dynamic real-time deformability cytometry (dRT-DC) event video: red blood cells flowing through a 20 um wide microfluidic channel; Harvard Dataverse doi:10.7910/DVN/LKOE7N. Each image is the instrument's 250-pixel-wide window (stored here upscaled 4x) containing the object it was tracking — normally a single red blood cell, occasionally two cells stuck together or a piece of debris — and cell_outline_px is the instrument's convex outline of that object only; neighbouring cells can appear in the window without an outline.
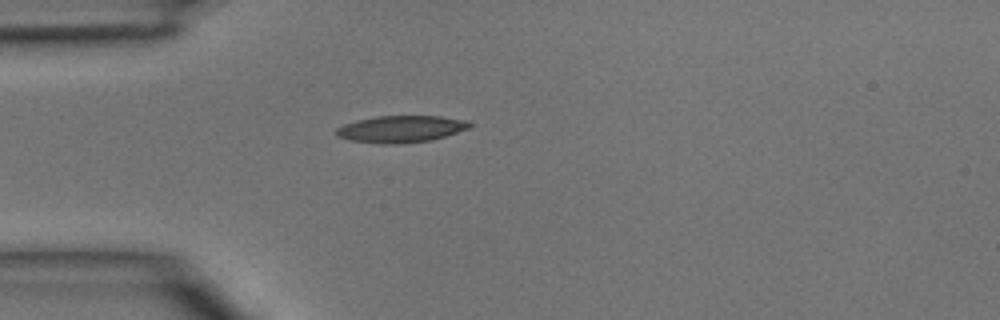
{"species": "common noctule bat (a hibernating species)", "species_latin": "Nyctalus noctula", "temperature_condition": "room temperature", "stored_images_in_passage": 35, "camera_frame_rate_fps": 3000, "um_per_image_px": 0.085, "animal": {"sex": "male", "body_mass_g": 15.6}, "frame": {"image": 1, "passage_image": 1, "time_ms": 0.0, "image_size_px": [1000, 320], "cell_outline_px": [[472, 124], [468, 128], [432, 140], [400, 144], [380, 144], [348, 140], [336, 136], [336, 128], [344, 124], [356, 120], [376, 116], [440, 116], [468, 120]], "centroid_in_image_um": [34.04, 10.97], "position_along_channel_um": 51.0, "area_um2": 20.98}}
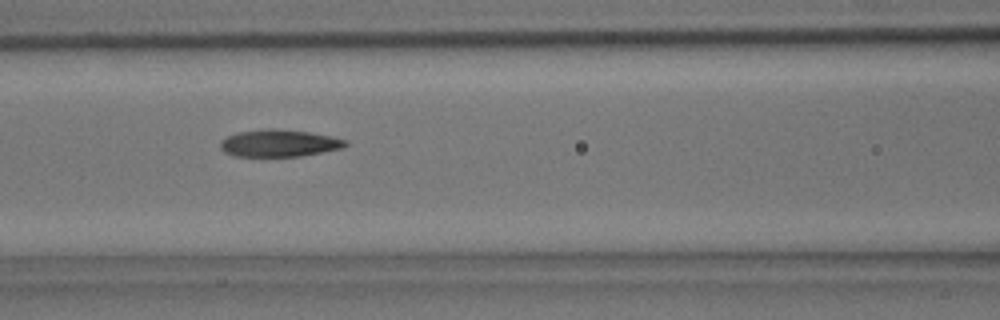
{"frame": {"image": 2, "passage_image": 8, "time_ms": 2.333, "image_size_px": [1000, 320], "cell_outline_px": [[348, 144], [344, 148], [300, 156], [236, 156], [224, 152], [220, 148], [220, 140], [236, 132], [264, 128], [272, 128], [308, 132], [332, 136], [348, 140]], "centroid_in_image_um": [23.73, 12.16], "position_along_channel_um": 142.9, "area_um2": 19.94}}
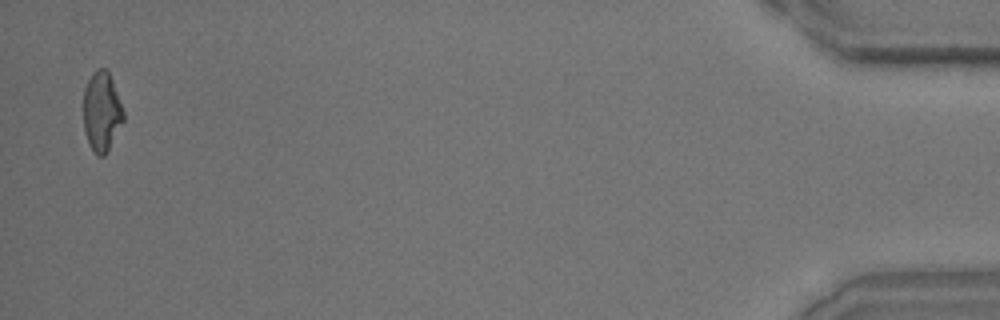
{"frame": {"image": 3, "passage_image": 34, "time_ms": 11.0, "image_size_px": [1000, 320], "cell_outline_px": [[124, 120], [104, 156], [96, 156], [84, 132], [84, 88], [92, 72], [96, 68], [104, 68], [108, 72], [112, 80], [124, 112]], "centroid_in_image_um": [8.64, 9.47], "position_along_channel_um": 426.6, "area_um2": 18.32}}